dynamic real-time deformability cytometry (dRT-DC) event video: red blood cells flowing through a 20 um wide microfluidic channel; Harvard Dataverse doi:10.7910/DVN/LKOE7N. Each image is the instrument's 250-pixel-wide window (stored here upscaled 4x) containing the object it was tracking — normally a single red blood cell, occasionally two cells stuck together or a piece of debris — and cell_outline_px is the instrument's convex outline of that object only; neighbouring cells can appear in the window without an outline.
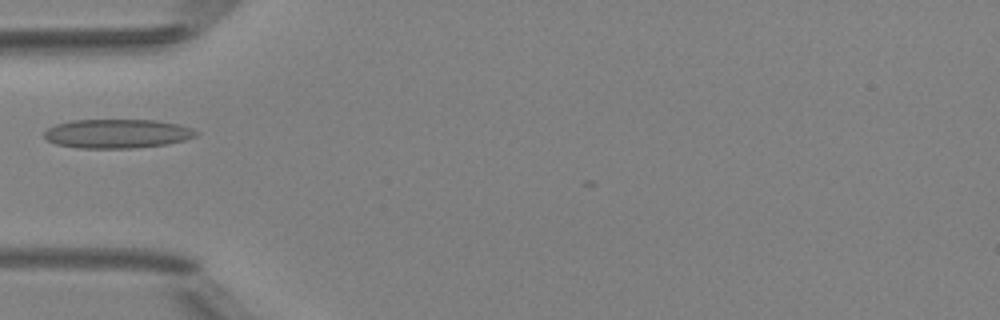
{"species": "Egyptian fruit bat (a non-hibernating species)", "species_latin": "Rousettus aegyptiacus", "temperature_condition": "room temperature", "stored_images_in_passage": 4, "camera_frame_rate_fps": 3000, "um_per_image_px": 0.085, "animal": {"sex": "female"}, "frame": {"image": 1, "passage_image": 3, "time_ms": 2.333, "image_size_px": [1000, 320], "cell_outline_px": [[200, 132], [196, 136], [184, 140], [164, 144], [132, 148], [80, 148], [56, 144], [48, 140], [44, 136], [44, 132], [48, 128], [56, 124], [72, 120], [156, 120], [180, 124], [192, 128]], "centroid_in_image_um": [9.98, 11.35], "position_along_channel_um": 75.0, "area_um2": 25.66}}